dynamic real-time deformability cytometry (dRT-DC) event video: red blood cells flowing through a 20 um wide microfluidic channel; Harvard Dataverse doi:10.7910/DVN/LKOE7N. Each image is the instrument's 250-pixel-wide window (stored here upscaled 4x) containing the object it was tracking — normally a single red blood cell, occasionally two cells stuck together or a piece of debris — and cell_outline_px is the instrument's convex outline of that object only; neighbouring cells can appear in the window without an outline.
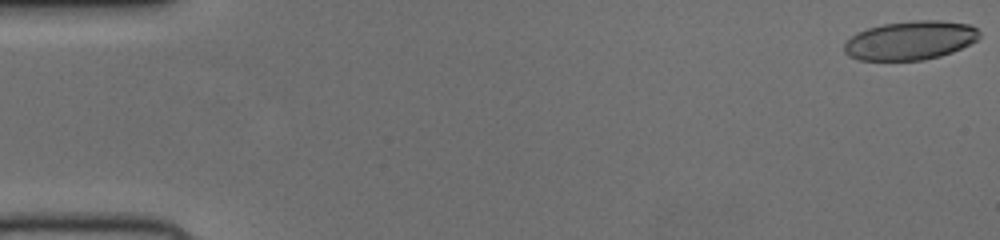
{"species": "human", "species_latin": "Homo sapiens", "temperature_condition": "cold", "stored_images_in_passage": 52, "camera_frame_rate_fps": 3000, "um_per_image_px": 0.085, "donor": {"sex": "female"}, "frame": {"image": 1, "passage_image": 1, "time_ms": 0.0, "image_size_px": [1000, 240], "cell_outline_px": [[980, 36], [976, 40], [952, 52], [940, 56], [924, 60], [860, 60], [848, 56], [844, 52], [844, 44], [856, 32], [868, 28], [884, 24], [916, 20], [940, 20], [968, 24], [976, 28], [980, 32]], "centroid_in_image_um": [77.36, 3.43], "position_along_channel_um": 7.6, "area_um2": 30.52}}
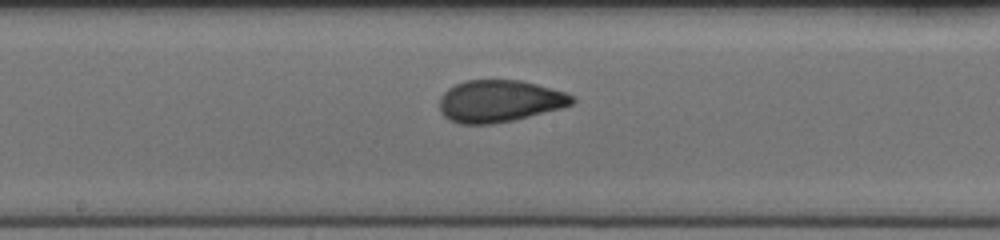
{"frame": {"image": 2, "passage_image": 28, "time_ms": 9.0, "image_size_px": [1000, 240], "cell_outline_px": [[576, 100], [572, 104], [560, 108], [512, 120], [492, 124], [460, 124], [448, 120], [440, 112], [440, 96], [448, 88], [464, 80], [520, 80], [552, 88], [564, 92], [572, 96]], "centroid_in_image_um": [42.41, 8.59], "position_along_channel_um": 205.8, "area_um2": 32.37}}
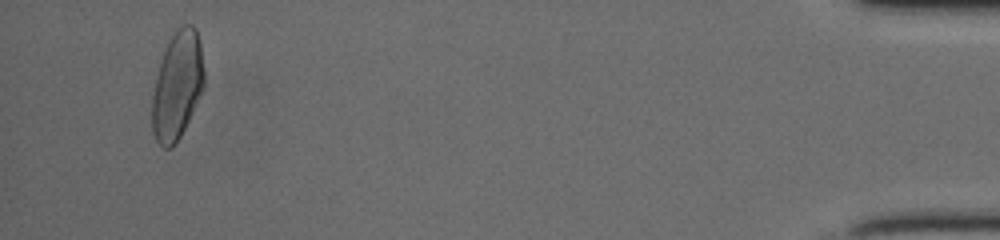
{"frame": {"image": 3, "passage_image": 50, "time_ms": 16.333, "image_size_px": [1000, 240], "cell_outline_px": [[204, 84], [192, 112], [180, 136], [172, 148], [164, 148], [156, 140], [152, 132], [152, 96], [160, 64], [164, 52], [176, 28], [184, 24], [192, 24], [196, 28], [200, 44], [204, 72]], "centroid_in_image_um": [15.06, 7.27], "position_along_channel_um": 420.1, "area_um2": 32.14}}